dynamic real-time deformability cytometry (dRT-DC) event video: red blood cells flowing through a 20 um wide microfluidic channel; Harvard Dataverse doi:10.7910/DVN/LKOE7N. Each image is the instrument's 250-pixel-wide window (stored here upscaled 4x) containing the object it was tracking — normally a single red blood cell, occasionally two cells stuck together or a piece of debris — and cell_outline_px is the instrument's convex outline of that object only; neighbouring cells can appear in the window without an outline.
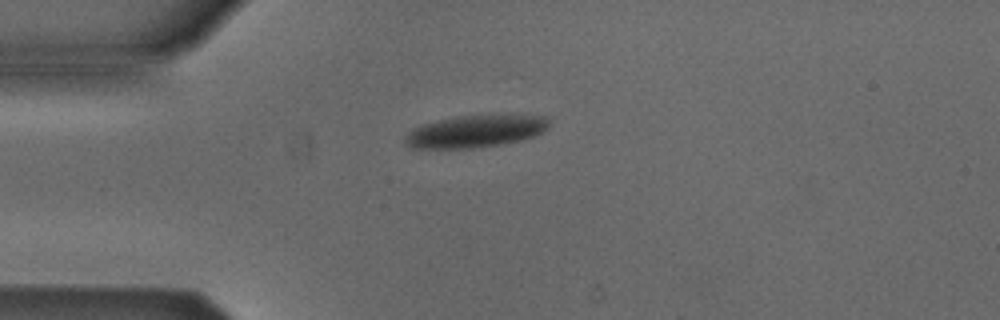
{"species": "Egyptian fruit bat (a non-hibernating species)", "species_latin": "Rousettus aegyptiacus", "temperature_condition": "cold", "stored_images_in_passage": 3, "camera_frame_rate_fps": 3000, "um_per_image_px": 0.085, "animal": {"sex": "male"}, "frame": {"image": 1, "passage_image": 3, "time_ms": 3.0, "image_size_px": [1000, 320], "cell_outline_px": [[548, 128], [544, 132], [520, 140], [500, 144], [472, 148], [412, 148], [404, 140], [404, 136], [412, 128], [424, 124], [440, 120], [460, 116], [548, 116]], "centroid_in_image_um": [40.39, 11.17], "position_along_channel_um": 44.6, "area_um2": 26.41}}